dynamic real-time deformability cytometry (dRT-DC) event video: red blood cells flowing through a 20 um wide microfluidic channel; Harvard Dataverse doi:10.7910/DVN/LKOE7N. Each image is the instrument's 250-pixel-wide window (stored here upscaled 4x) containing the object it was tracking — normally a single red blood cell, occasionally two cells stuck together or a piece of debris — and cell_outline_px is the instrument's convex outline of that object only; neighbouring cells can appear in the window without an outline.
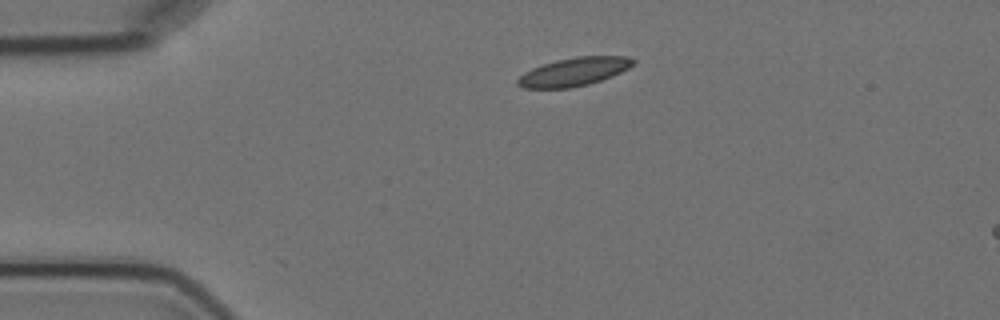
{"species": "Egyptian fruit bat (a non-hibernating species)", "species_latin": "Rousettus aegyptiacus", "temperature_condition": "cold", "stored_images_in_passage": 3, "segment_of_instrument_passage": [1, 2], "camera_frame_rate_fps": 3000, "um_per_image_px": 0.085, "animal": {"sex": "female"}, "frame": {"image": 1, "passage_image": 1, "time_ms": 0.0, "image_size_px": [1000, 320], "cell_outline_px": [[636, 64], [612, 76], [588, 84], [572, 88], [520, 88], [516, 84], [516, 80], [524, 72], [532, 68], [556, 60], [576, 56], [628, 56], [636, 60]], "centroid_in_image_um": [48.78, 6.1], "position_along_channel_um": 36.2, "area_um2": 19.19}}